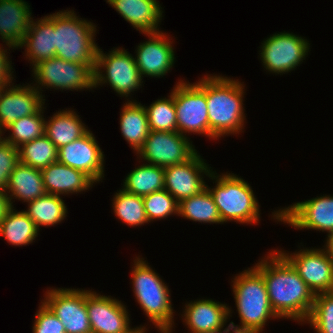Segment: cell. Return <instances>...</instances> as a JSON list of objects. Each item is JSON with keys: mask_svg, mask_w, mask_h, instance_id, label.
Returning <instances> with one entry per match:
<instances>
[{"mask_svg": "<svg viewBox=\"0 0 333 333\" xmlns=\"http://www.w3.org/2000/svg\"><path fill=\"white\" fill-rule=\"evenodd\" d=\"M263 255L252 265L263 275L273 311L281 320L303 326L314 304V293L276 248Z\"/></svg>", "mask_w": 333, "mask_h": 333, "instance_id": "1", "label": "cell"}, {"mask_svg": "<svg viewBox=\"0 0 333 333\" xmlns=\"http://www.w3.org/2000/svg\"><path fill=\"white\" fill-rule=\"evenodd\" d=\"M137 255V256H136ZM131 262L130 288L136 304L147 317L144 325L138 328L147 333L150 328L156 329L158 333H173L176 322V310H174L171 298V288L164 278L153 269L150 263L142 255L135 254ZM150 323V324H149ZM151 326V327H150ZM154 326V327H153Z\"/></svg>", "mask_w": 333, "mask_h": 333, "instance_id": "2", "label": "cell"}, {"mask_svg": "<svg viewBox=\"0 0 333 333\" xmlns=\"http://www.w3.org/2000/svg\"><path fill=\"white\" fill-rule=\"evenodd\" d=\"M236 78L222 73H206L209 133L218 142L219 139L238 137L245 132L247 114L244 101L247 86L244 81Z\"/></svg>", "mask_w": 333, "mask_h": 333, "instance_id": "3", "label": "cell"}, {"mask_svg": "<svg viewBox=\"0 0 333 333\" xmlns=\"http://www.w3.org/2000/svg\"><path fill=\"white\" fill-rule=\"evenodd\" d=\"M231 292L234 298L233 310L229 306V323L235 328L263 333L269 321H280L272 309L263 275L254 267H245L243 271L231 276ZM238 314L239 325L230 321ZM236 313V314H235Z\"/></svg>", "mask_w": 333, "mask_h": 333, "instance_id": "4", "label": "cell"}, {"mask_svg": "<svg viewBox=\"0 0 333 333\" xmlns=\"http://www.w3.org/2000/svg\"><path fill=\"white\" fill-rule=\"evenodd\" d=\"M228 172L224 171L219 174L216 169H212L207 180H210L209 182H212L213 186L206 182V188L214 199L222 223L234 222L243 226L259 225L262 218L261 205L254 188L239 174Z\"/></svg>", "mask_w": 333, "mask_h": 333, "instance_id": "5", "label": "cell"}, {"mask_svg": "<svg viewBox=\"0 0 333 333\" xmlns=\"http://www.w3.org/2000/svg\"><path fill=\"white\" fill-rule=\"evenodd\" d=\"M72 9L54 13L55 56L68 62L85 64L95 71L99 44L97 23L81 18Z\"/></svg>", "mask_w": 333, "mask_h": 333, "instance_id": "6", "label": "cell"}, {"mask_svg": "<svg viewBox=\"0 0 333 333\" xmlns=\"http://www.w3.org/2000/svg\"><path fill=\"white\" fill-rule=\"evenodd\" d=\"M99 46L95 65V89L108 87L125 101H136L135 92L144 89L145 81L142 78L134 55L123 46H116L104 51ZM105 52V53H104Z\"/></svg>", "mask_w": 333, "mask_h": 333, "instance_id": "7", "label": "cell"}, {"mask_svg": "<svg viewBox=\"0 0 333 333\" xmlns=\"http://www.w3.org/2000/svg\"><path fill=\"white\" fill-rule=\"evenodd\" d=\"M198 78V81L191 83L184 77L178 78L170 90L174 97L177 131L189 138L193 134L217 141L209 133L206 73Z\"/></svg>", "mask_w": 333, "mask_h": 333, "instance_id": "8", "label": "cell"}, {"mask_svg": "<svg viewBox=\"0 0 333 333\" xmlns=\"http://www.w3.org/2000/svg\"><path fill=\"white\" fill-rule=\"evenodd\" d=\"M30 71L31 79H33L30 83L45 100L44 92L46 90L67 91L66 93L68 91H95L94 70L85 64L68 62L55 56L39 62Z\"/></svg>", "mask_w": 333, "mask_h": 333, "instance_id": "9", "label": "cell"}, {"mask_svg": "<svg viewBox=\"0 0 333 333\" xmlns=\"http://www.w3.org/2000/svg\"><path fill=\"white\" fill-rule=\"evenodd\" d=\"M310 42L294 31L284 30L270 34L258 47V59L261 61L263 71L273 76H283L295 71L310 55Z\"/></svg>", "mask_w": 333, "mask_h": 333, "instance_id": "10", "label": "cell"}, {"mask_svg": "<svg viewBox=\"0 0 333 333\" xmlns=\"http://www.w3.org/2000/svg\"><path fill=\"white\" fill-rule=\"evenodd\" d=\"M319 195L277 207L268 216L276 224L288 225L297 231L313 230L328 235L333 232V194Z\"/></svg>", "mask_w": 333, "mask_h": 333, "instance_id": "11", "label": "cell"}, {"mask_svg": "<svg viewBox=\"0 0 333 333\" xmlns=\"http://www.w3.org/2000/svg\"><path fill=\"white\" fill-rule=\"evenodd\" d=\"M86 289V308L92 332L143 333L132 326L130 310L124 301L96 290Z\"/></svg>", "mask_w": 333, "mask_h": 333, "instance_id": "12", "label": "cell"}, {"mask_svg": "<svg viewBox=\"0 0 333 333\" xmlns=\"http://www.w3.org/2000/svg\"><path fill=\"white\" fill-rule=\"evenodd\" d=\"M304 246L303 242L298 243L299 249L294 252L280 246L276 249L292 264L314 295L332 292L333 260L320 246Z\"/></svg>", "mask_w": 333, "mask_h": 333, "instance_id": "13", "label": "cell"}, {"mask_svg": "<svg viewBox=\"0 0 333 333\" xmlns=\"http://www.w3.org/2000/svg\"><path fill=\"white\" fill-rule=\"evenodd\" d=\"M197 151L191 138L178 131L150 130L144 145L135 155L142 162L164 168L186 162Z\"/></svg>", "mask_w": 333, "mask_h": 333, "instance_id": "14", "label": "cell"}, {"mask_svg": "<svg viewBox=\"0 0 333 333\" xmlns=\"http://www.w3.org/2000/svg\"><path fill=\"white\" fill-rule=\"evenodd\" d=\"M142 35L147 38L135 46L133 54L142 78H164L177 61L174 47L177 37L164 30Z\"/></svg>", "mask_w": 333, "mask_h": 333, "instance_id": "15", "label": "cell"}, {"mask_svg": "<svg viewBox=\"0 0 333 333\" xmlns=\"http://www.w3.org/2000/svg\"><path fill=\"white\" fill-rule=\"evenodd\" d=\"M42 301L63 324L66 333L92 332L86 308V289L48 287Z\"/></svg>", "mask_w": 333, "mask_h": 333, "instance_id": "16", "label": "cell"}, {"mask_svg": "<svg viewBox=\"0 0 333 333\" xmlns=\"http://www.w3.org/2000/svg\"><path fill=\"white\" fill-rule=\"evenodd\" d=\"M206 162L207 160L197 151L184 163L164 167V189L178 203L199 194L206 188V180L214 169Z\"/></svg>", "mask_w": 333, "mask_h": 333, "instance_id": "17", "label": "cell"}, {"mask_svg": "<svg viewBox=\"0 0 333 333\" xmlns=\"http://www.w3.org/2000/svg\"><path fill=\"white\" fill-rule=\"evenodd\" d=\"M93 131L58 149L57 162L83 171L97 185L105 180V154ZM101 182V183H100Z\"/></svg>", "mask_w": 333, "mask_h": 333, "instance_id": "18", "label": "cell"}, {"mask_svg": "<svg viewBox=\"0 0 333 333\" xmlns=\"http://www.w3.org/2000/svg\"><path fill=\"white\" fill-rule=\"evenodd\" d=\"M182 304L177 315L187 333H220L230 325L228 303L201 297Z\"/></svg>", "mask_w": 333, "mask_h": 333, "instance_id": "19", "label": "cell"}, {"mask_svg": "<svg viewBox=\"0 0 333 333\" xmlns=\"http://www.w3.org/2000/svg\"><path fill=\"white\" fill-rule=\"evenodd\" d=\"M15 82L0 94V131L14 121L36 114L46 103L42 94L29 82Z\"/></svg>", "mask_w": 333, "mask_h": 333, "instance_id": "20", "label": "cell"}, {"mask_svg": "<svg viewBox=\"0 0 333 333\" xmlns=\"http://www.w3.org/2000/svg\"><path fill=\"white\" fill-rule=\"evenodd\" d=\"M139 34L161 31L165 16L159 0H105Z\"/></svg>", "mask_w": 333, "mask_h": 333, "instance_id": "21", "label": "cell"}, {"mask_svg": "<svg viewBox=\"0 0 333 333\" xmlns=\"http://www.w3.org/2000/svg\"><path fill=\"white\" fill-rule=\"evenodd\" d=\"M24 60L30 69L41 61L55 57L54 12L32 19L22 44Z\"/></svg>", "mask_w": 333, "mask_h": 333, "instance_id": "22", "label": "cell"}, {"mask_svg": "<svg viewBox=\"0 0 333 333\" xmlns=\"http://www.w3.org/2000/svg\"><path fill=\"white\" fill-rule=\"evenodd\" d=\"M46 193L58 196L85 194L96 183L83 171L55 162L41 170Z\"/></svg>", "mask_w": 333, "mask_h": 333, "instance_id": "23", "label": "cell"}, {"mask_svg": "<svg viewBox=\"0 0 333 333\" xmlns=\"http://www.w3.org/2000/svg\"><path fill=\"white\" fill-rule=\"evenodd\" d=\"M26 0H0V42L17 49L32 21L31 5Z\"/></svg>", "mask_w": 333, "mask_h": 333, "instance_id": "24", "label": "cell"}, {"mask_svg": "<svg viewBox=\"0 0 333 333\" xmlns=\"http://www.w3.org/2000/svg\"><path fill=\"white\" fill-rule=\"evenodd\" d=\"M78 114L71 107L59 109L55 113L53 112V115L45 117L44 134L57 149L81 138L90 130Z\"/></svg>", "mask_w": 333, "mask_h": 333, "instance_id": "25", "label": "cell"}, {"mask_svg": "<svg viewBox=\"0 0 333 333\" xmlns=\"http://www.w3.org/2000/svg\"><path fill=\"white\" fill-rule=\"evenodd\" d=\"M138 101H123L118 122L121 135L134 155L144 145L150 132L145 107Z\"/></svg>", "mask_w": 333, "mask_h": 333, "instance_id": "26", "label": "cell"}, {"mask_svg": "<svg viewBox=\"0 0 333 333\" xmlns=\"http://www.w3.org/2000/svg\"><path fill=\"white\" fill-rule=\"evenodd\" d=\"M11 207L15 201L22 204L46 194L41 170L19 163L10 174L8 186L5 190Z\"/></svg>", "mask_w": 333, "mask_h": 333, "instance_id": "27", "label": "cell"}, {"mask_svg": "<svg viewBox=\"0 0 333 333\" xmlns=\"http://www.w3.org/2000/svg\"><path fill=\"white\" fill-rule=\"evenodd\" d=\"M40 235V230L34 221L22 210L11 207L5 218L0 223V238L9 245L25 247L35 243Z\"/></svg>", "mask_w": 333, "mask_h": 333, "instance_id": "28", "label": "cell"}, {"mask_svg": "<svg viewBox=\"0 0 333 333\" xmlns=\"http://www.w3.org/2000/svg\"><path fill=\"white\" fill-rule=\"evenodd\" d=\"M135 159V169L133 168L124 177L121 188L141 197L164 190V168Z\"/></svg>", "mask_w": 333, "mask_h": 333, "instance_id": "29", "label": "cell"}, {"mask_svg": "<svg viewBox=\"0 0 333 333\" xmlns=\"http://www.w3.org/2000/svg\"><path fill=\"white\" fill-rule=\"evenodd\" d=\"M63 198L65 197L46 193L27 203L24 211L39 230L41 227H55L68 217V208Z\"/></svg>", "mask_w": 333, "mask_h": 333, "instance_id": "30", "label": "cell"}, {"mask_svg": "<svg viewBox=\"0 0 333 333\" xmlns=\"http://www.w3.org/2000/svg\"><path fill=\"white\" fill-rule=\"evenodd\" d=\"M178 217L198 224L222 225V220L214 199L207 188L199 194L179 202Z\"/></svg>", "mask_w": 333, "mask_h": 333, "instance_id": "31", "label": "cell"}, {"mask_svg": "<svg viewBox=\"0 0 333 333\" xmlns=\"http://www.w3.org/2000/svg\"><path fill=\"white\" fill-rule=\"evenodd\" d=\"M112 196L111 210L120 224L137 229L149 224L141 196L129 193L123 188L114 191Z\"/></svg>", "mask_w": 333, "mask_h": 333, "instance_id": "32", "label": "cell"}, {"mask_svg": "<svg viewBox=\"0 0 333 333\" xmlns=\"http://www.w3.org/2000/svg\"><path fill=\"white\" fill-rule=\"evenodd\" d=\"M46 103L36 114L22 117L12 124L7 126L2 131V139L11 143L15 147H20L22 144L31 142L44 135L45 132V110ZM6 132H9L5 134ZM8 135V136H7Z\"/></svg>", "mask_w": 333, "mask_h": 333, "instance_id": "33", "label": "cell"}, {"mask_svg": "<svg viewBox=\"0 0 333 333\" xmlns=\"http://www.w3.org/2000/svg\"><path fill=\"white\" fill-rule=\"evenodd\" d=\"M20 163L42 170L57 162L58 149L44 134L18 147Z\"/></svg>", "mask_w": 333, "mask_h": 333, "instance_id": "34", "label": "cell"}, {"mask_svg": "<svg viewBox=\"0 0 333 333\" xmlns=\"http://www.w3.org/2000/svg\"><path fill=\"white\" fill-rule=\"evenodd\" d=\"M145 107L149 129L154 131H177V117L174 105V97L171 92L167 97H158V99L151 102Z\"/></svg>", "mask_w": 333, "mask_h": 333, "instance_id": "35", "label": "cell"}, {"mask_svg": "<svg viewBox=\"0 0 333 333\" xmlns=\"http://www.w3.org/2000/svg\"><path fill=\"white\" fill-rule=\"evenodd\" d=\"M306 324L314 333H333V291L315 295Z\"/></svg>", "mask_w": 333, "mask_h": 333, "instance_id": "36", "label": "cell"}, {"mask_svg": "<svg viewBox=\"0 0 333 333\" xmlns=\"http://www.w3.org/2000/svg\"><path fill=\"white\" fill-rule=\"evenodd\" d=\"M142 198L150 224L162 219L164 221L171 216L178 217L179 203L167 190L152 192Z\"/></svg>", "mask_w": 333, "mask_h": 333, "instance_id": "37", "label": "cell"}, {"mask_svg": "<svg viewBox=\"0 0 333 333\" xmlns=\"http://www.w3.org/2000/svg\"><path fill=\"white\" fill-rule=\"evenodd\" d=\"M38 305L32 321V333H66L63 324L41 298Z\"/></svg>", "mask_w": 333, "mask_h": 333, "instance_id": "38", "label": "cell"}, {"mask_svg": "<svg viewBox=\"0 0 333 333\" xmlns=\"http://www.w3.org/2000/svg\"><path fill=\"white\" fill-rule=\"evenodd\" d=\"M20 163L18 148L11 143L0 140V189L6 190L10 174Z\"/></svg>", "mask_w": 333, "mask_h": 333, "instance_id": "39", "label": "cell"}, {"mask_svg": "<svg viewBox=\"0 0 333 333\" xmlns=\"http://www.w3.org/2000/svg\"><path fill=\"white\" fill-rule=\"evenodd\" d=\"M13 49L16 50L6 43H0V85L10 86L16 82V71L13 67L15 65L10 58L12 57L10 54Z\"/></svg>", "mask_w": 333, "mask_h": 333, "instance_id": "40", "label": "cell"}, {"mask_svg": "<svg viewBox=\"0 0 333 333\" xmlns=\"http://www.w3.org/2000/svg\"><path fill=\"white\" fill-rule=\"evenodd\" d=\"M11 208V204L5 190L0 189V223L5 218L7 212Z\"/></svg>", "mask_w": 333, "mask_h": 333, "instance_id": "41", "label": "cell"}, {"mask_svg": "<svg viewBox=\"0 0 333 333\" xmlns=\"http://www.w3.org/2000/svg\"><path fill=\"white\" fill-rule=\"evenodd\" d=\"M325 240L323 241L324 245L322 248L329 255V257L333 260V232L325 235Z\"/></svg>", "mask_w": 333, "mask_h": 333, "instance_id": "42", "label": "cell"}, {"mask_svg": "<svg viewBox=\"0 0 333 333\" xmlns=\"http://www.w3.org/2000/svg\"><path fill=\"white\" fill-rule=\"evenodd\" d=\"M220 333H254L249 330L235 328L233 326H228L226 329L222 330Z\"/></svg>", "mask_w": 333, "mask_h": 333, "instance_id": "43", "label": "cell"}, {"mask_svg": "<svg viewBox=\"0 0 333 333\" xmlns=\"http://www.w3.org/2000/svg\"><path fill=\"white\" fill-rule=\"evenodd\" d=\"M4 87H6V85H0V94H1L2 90L4 89Z\"/></svg>", "mask_w": 333, "mask_h": 333, "instance_id": "44", "label": "cell"}, {"mask_svg": "<svg viewBox=\"0 0 333 333\" xmlns=\"http://www.w3.org/2000/svg\"><path fill=\"white\" fill-rule=\"evenodd\" d=\"M2 139V132L0 131V140Z\"/></svg>", "mask_w": 333, "mask_h": 333, "instance_id": "45", "label": "cell"}]
</instances>
